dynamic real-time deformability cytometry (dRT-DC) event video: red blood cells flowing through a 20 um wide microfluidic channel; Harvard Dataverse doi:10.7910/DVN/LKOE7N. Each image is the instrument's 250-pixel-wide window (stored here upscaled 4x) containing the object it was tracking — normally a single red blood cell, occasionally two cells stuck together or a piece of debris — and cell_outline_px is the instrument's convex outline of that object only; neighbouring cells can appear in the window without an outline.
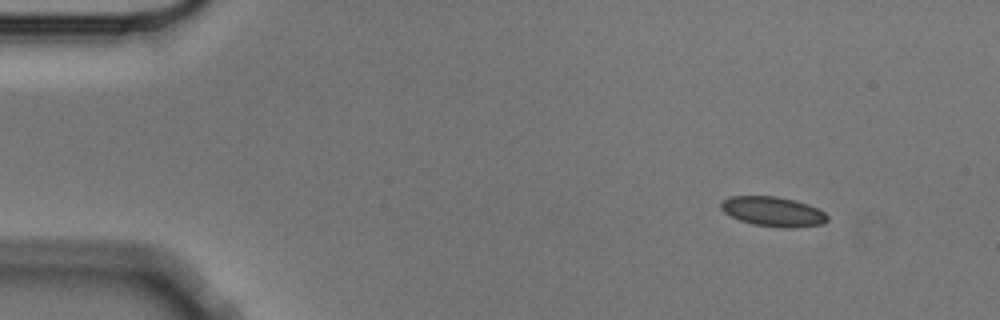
{"species": "Egyptian fruit bat (a non-hibernating species)", "species_latin": "Rousettus aegyptiacus", "temperature_condition": "cold", "stored_images_in_passage": 3, "camera_frame_rate_fps": 3000, "um_per_image_px": 0.085, "animal": {"sex": "male"}, "frame": {"image": 1, "passage_image": 1, "time_ms": 0.0, "image_size_px": [1000, 320], "cell_outline_px": [[828, 220], [824, 224], [792, 228], [784, 228], [752, 224], [740, 220], [724, 212], [720, 208], [720, 200], [728, 196], [776, 196], [796, 200], [808, 204], [824, 212], [828, 216]], "centroid_in_image_um": [65.7, 17.97], "position_along_channel_um": 19.3, "area_um2": 18.61}}
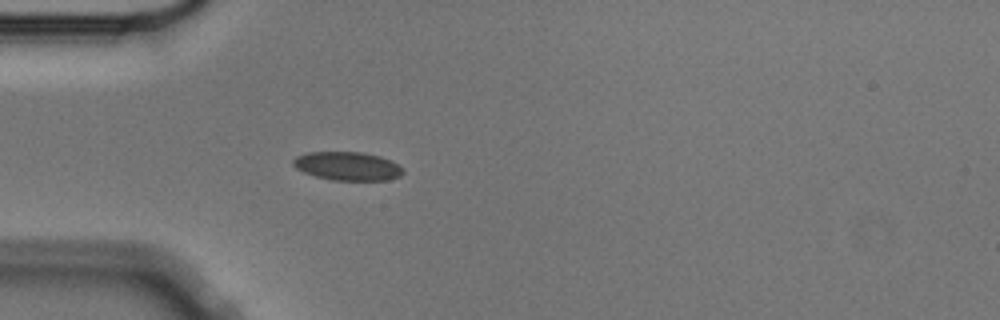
{"frame": {"image": 2, "passage_image": 3, "time_ms": 0.667, "image_size_px": [1000, 320], "cell_outline_px": [[404, 172], [400, 176], [388, 180], [332, 180], [316, 176], [304, 172], [296, 168], [292, 164], [292, 160], [296, 156], [308, 152], [360, 152], [380, 156], [392, 160], [404, 168]], "centroid_in_image_um": [29.56, 14.11], "position_along_channel_um": 55.4, "area_um2": 18.38}}